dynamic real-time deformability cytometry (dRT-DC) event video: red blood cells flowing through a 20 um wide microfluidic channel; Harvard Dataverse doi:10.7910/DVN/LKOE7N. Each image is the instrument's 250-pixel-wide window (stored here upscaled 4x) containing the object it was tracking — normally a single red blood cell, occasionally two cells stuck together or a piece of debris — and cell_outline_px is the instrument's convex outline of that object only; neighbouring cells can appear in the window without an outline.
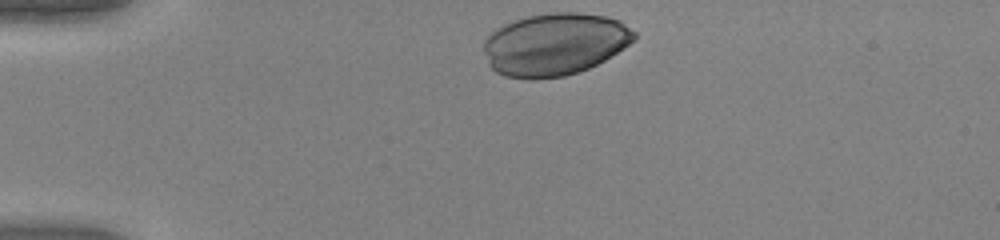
{"species": "human", "species_latin": "Homo sapiens", "temperature_condition": "warm", "stored_images_in_passage": 33, "camera_frame_rate_fps": 3000, "um_per_image_px": 0.085, "donor": {"sex": "female"}, "frame": {"image": 1, "passage_image": 1, "time_ms": 0.0, "image_size_px": [1000, 240], "cell_outline_px": [[636, 36], [624, 48], [604, 60], [588, 68], [564, 76], [536, 80], [504, 76], [496, 72], [488, 64], [484, 52], [484, 40], [496, 28], [504, 24], [528, 16], [552, 12], [576, 12], [608, 16], [620, 20], [636, 32]], "centroid_in_image_um": [47.14, 3.76], "position_along_channel_um": 37.9, "area_um2": 54.79}}
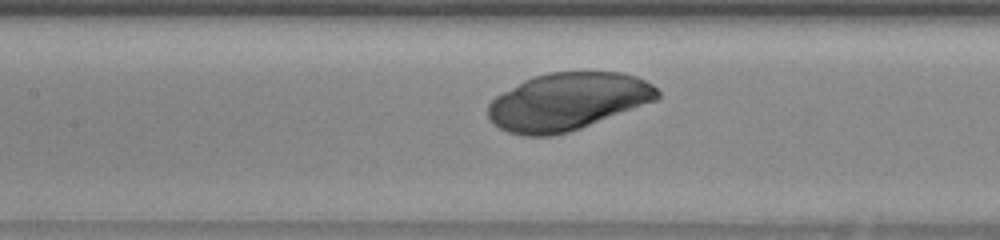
{"frame": {"image": 2, "passage_image": 14, "time_ms": 4.333, "image_size_px": [1000, 240], "cell_outline_px": [[660, 96], [656, 100], [580, 128], [568, 132], [552, 136], [524, 136], [508, 132], [492, 124], [488, 116], [488, 104], [496, 96], [524, 80], [548, 72], [620, 72], [636, 76], [652, 84], [660, 92]], "centroid_in_image_um": [48.22, 8.63], "position_along_channel_um": 159.2, "area_um2": 56.36}}
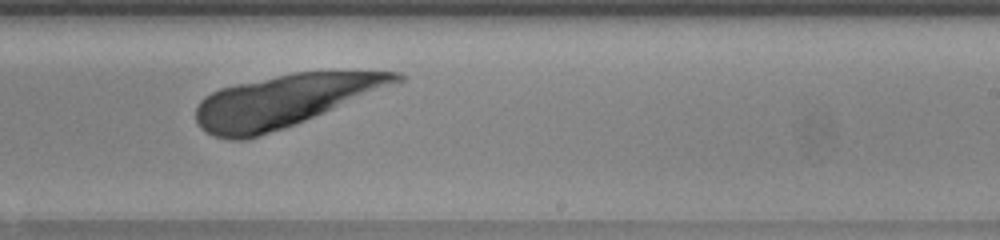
{"frame": {"image": 3, "passage_image": 22, "time_ms": 7.0, "image_size_px": [1000, 240], "cell_outline_px": [[408, 76], [400, 84], [284, 128], [248, 140], [228, 140], [212, 136], [200, 128], [196, 124], [196, 108], [200, 100], [204, 96], [220, 88], [236, 84], [292, 72], [400, 72]], "centroid_in_image_um": [24.18, 8.58], "position_along_channel_um": 264.8, "area_um2": 61.15}}